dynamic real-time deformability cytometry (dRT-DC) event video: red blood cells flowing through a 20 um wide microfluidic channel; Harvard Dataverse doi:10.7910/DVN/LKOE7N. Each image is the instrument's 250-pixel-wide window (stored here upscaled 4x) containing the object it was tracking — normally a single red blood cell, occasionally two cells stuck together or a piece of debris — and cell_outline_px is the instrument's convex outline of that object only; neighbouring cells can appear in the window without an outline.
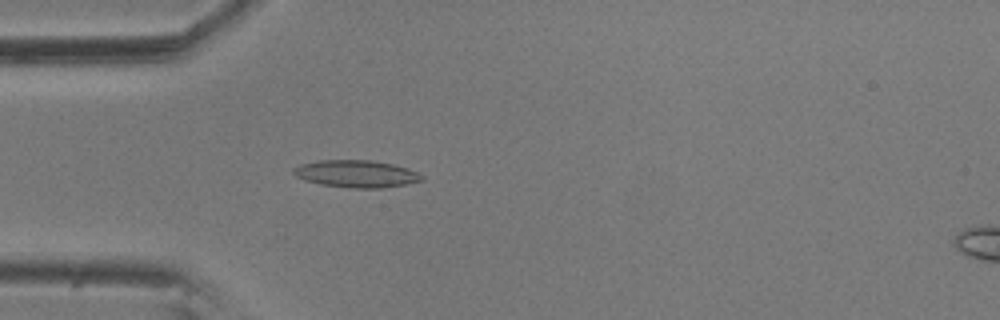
{"species": "common noctule bat (a hibernating species)", "species_latin": "Nyctalus noctula", "temperature_condition": "room temperature", "stored_images_in_passage": 5, "camera_frame_rate_fps": 3000, "um_per_image_px": 0.085, "animal": {"sex": "male", "body_mass_g": 20.5, "forearm_length_mm": 52.5}, "frame": {"image": 1, "passage_image": 4, "time_ms": 1.0, "image_size_px": [1000, 320], "cell_outline_px": [[424, 180], [408, 184], [380, 188], [348, 188], [320, 184], [304, 180], [296, 176], [292, 172], [292, 168], [300, 164], [316, 160], [372, 160], [392, 164], [408, 168], [424, 176]], "centroid_in_image_um": [30.27, 14.77], "position_along_channel_um": 54.7, "area_um2": 20.58}}